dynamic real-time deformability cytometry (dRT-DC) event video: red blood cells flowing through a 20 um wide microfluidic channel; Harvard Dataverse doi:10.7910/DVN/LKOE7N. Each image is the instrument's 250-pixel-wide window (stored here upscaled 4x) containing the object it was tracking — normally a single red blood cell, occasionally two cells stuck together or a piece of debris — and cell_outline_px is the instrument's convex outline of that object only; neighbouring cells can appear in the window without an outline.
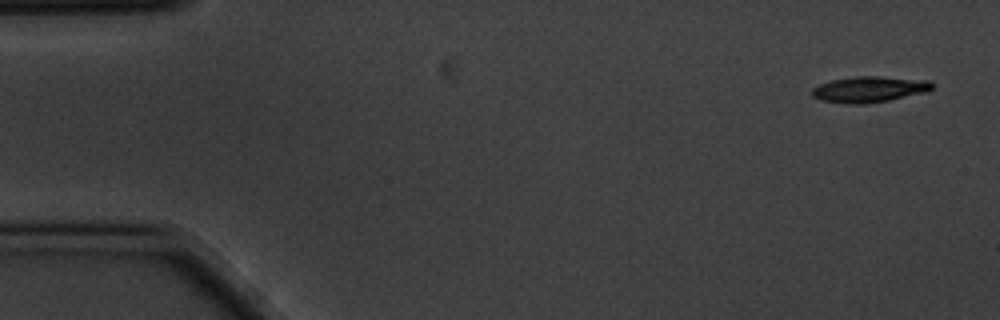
{"species": "common noctule bat (a hibernating species)", "species_latin": "Nyctalus noctula", "temperature_condition": "cold", "stored_images_in_passage": 8, "camera_frame_rate_fps": 3000, "um_per_image_px": 0.085, "animal": {"sex": "male", "body_mass_g": 20.1, "forearm_length_mm": 53.5}, "frame": {"image": 1, "passage_image": 1, "time_ms": 0.0, "image_size_px": [1000, 320], "cell_outline_px": [[932, 88], [928, 92], [888, 100], [860, 104], [848, 104], [820, 100], [812, 96], [812, 88], [820, 84], [832, 80], [856, 76], [876, 76], [928, 80], [932, 84]], "centroid_in_image_um": [73.88, 7.59], "position_along_channel_um": 11.1, "area_um2": 18.03}}
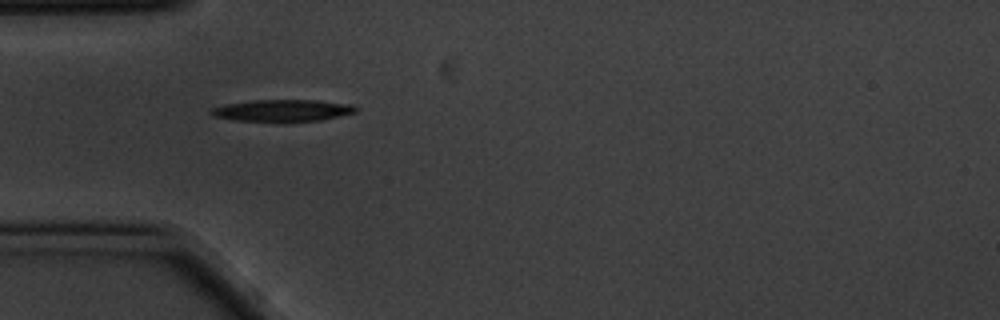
{"frame": {"image": 2, "passage_image": 4, "time_ms": 1.0, "image_size_px": [1000, 320], "cell_outline_px": [[356, 112], [320, 120], [276, 124], [232, 120], [216, 116], [208, 112], [212, 108], [224, 104], [256, 100], [316, 100], [352, 104], [356, 108]], "centroid_in_image_um": [23.97, 9.43], "position_along_channel_um": 61.0, "area_um2": 19.07}}